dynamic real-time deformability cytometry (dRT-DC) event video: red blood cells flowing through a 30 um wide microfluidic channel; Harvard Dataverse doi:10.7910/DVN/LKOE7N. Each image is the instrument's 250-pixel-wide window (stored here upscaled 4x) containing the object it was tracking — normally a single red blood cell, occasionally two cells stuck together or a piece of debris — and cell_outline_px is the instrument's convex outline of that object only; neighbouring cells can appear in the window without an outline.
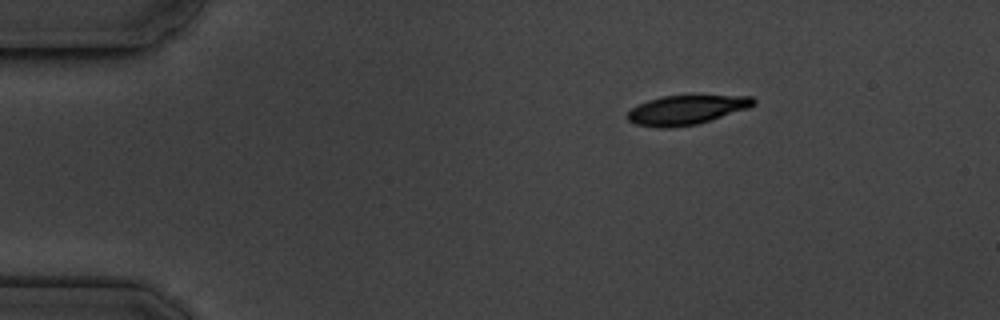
{"species": "common noctule bat (a hibernating species)", "species_latin": "Nyctalus noctula", "temperature_condition": "cold", "stored_images_in_passage": 4, "camera_frame_rate_fps": 3000, "um_per_image_px": 0.085, "animal": {"sex": "male", "body_mass_g": 19.5, "forearm_length_mm": 54.6}, "frame": {"image": 1, "passage_image": 1, "time_ms": 0.0, "image_size_px": [1000, 320], "cell_outline_px": [[756, 104], [748, 108], [696, 124], [672, 128], [660, 128], [636, 124], [628, 120], [628, 112], [632, 108], [648, 100], [664, 96], [752, 96], [756, 100]], "centroid_in_image_um": [58.34, 9.35], "position_along_channel_um": 26.7, "area_um2": 21.15}}
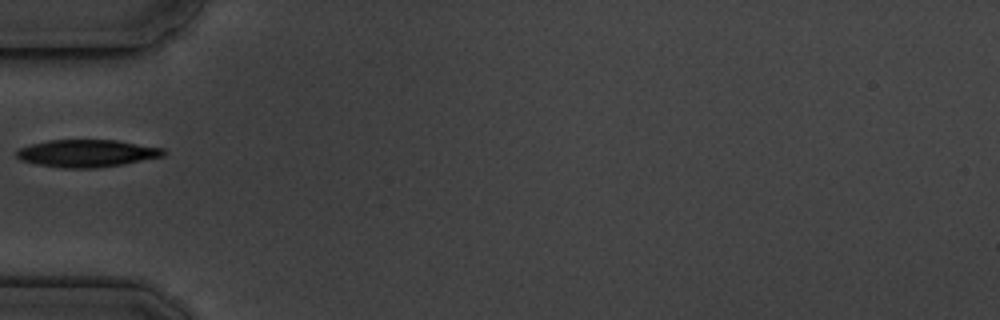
{"frame": {"image": 2, "passage_image": 4, "time_ms": 3.333, "image_size_px": [1000, 320], "cell_outline_px": [[168, 152], [164, 156], [124, 164], [96, 168], [64, 168], [36, 164], [20, 160], [16, 156], [16, 152], [20, 148], [32, 144], [48, 140], [116, 140], [164, 148]], "centroid_in_image_um": [7.41, 13.03], "position_along_channel_um": 77.6, "area_um2": 23.52}}